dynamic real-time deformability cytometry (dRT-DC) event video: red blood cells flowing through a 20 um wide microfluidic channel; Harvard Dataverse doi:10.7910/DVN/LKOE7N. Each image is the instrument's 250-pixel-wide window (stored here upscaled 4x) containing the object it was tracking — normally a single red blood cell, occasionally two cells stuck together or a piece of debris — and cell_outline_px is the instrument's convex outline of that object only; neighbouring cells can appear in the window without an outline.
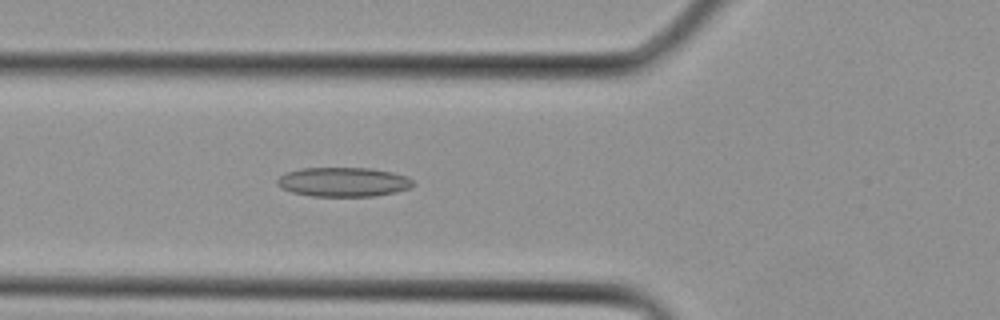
{"species": "Egyptian fruit bat (a non-hibernating species)", "species_latin": "Rousettus aegyptiacus", "temperature_condition": "cold", "stored_images_in_passage": 26, "camera_frame_rate_fps": 3000, "um_per_image_px": 0.085, "animal": {"sex": "female"}, "frame": {"image": 1, "passage_image": 7, "time_ms": 2.0, "image_size_px": [1000, 320], "cell_outline_px": [[416, 184], [408, 188], [396, 192], [372, 196], [312, 196], [292, 192], [276, 184], [276, 180], [280, 176], [288, 172], [300, 168], [372, 168], [392, 172], [408, 176]], "centroid_in_image_um": [29.21, 15.46], "position_along_channel_um": 96.6, "area_um2": 23.18}}
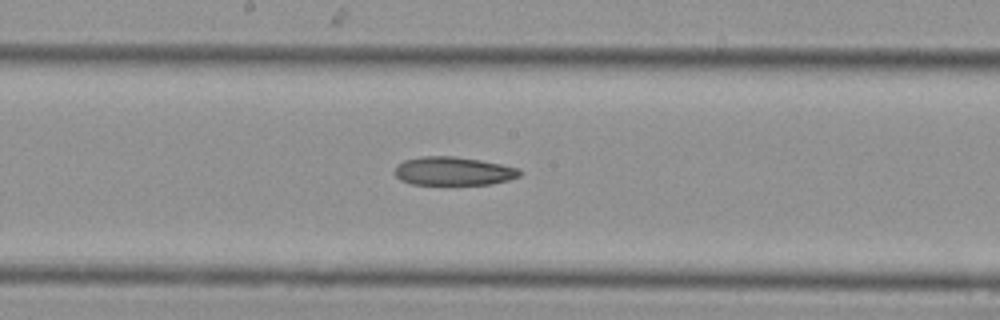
{"frame": {"image": 2, "passage_image": 12, "time_ms": 3.667, "image_size_px": [1000, 320], "cell_outline_px": [[520, 176], [508, 180], [492, 184], [412, 184], [400, 180], [392, 172], [396, 164], [404, 160], [420, 156], [452, 156], [480, 160], [500, 164], [516, 168], [520, 172]], "centroid_in_image_um": [38.45, 14.54], "position_along_channel_um": 209.7, "area_um2": 20.75}}
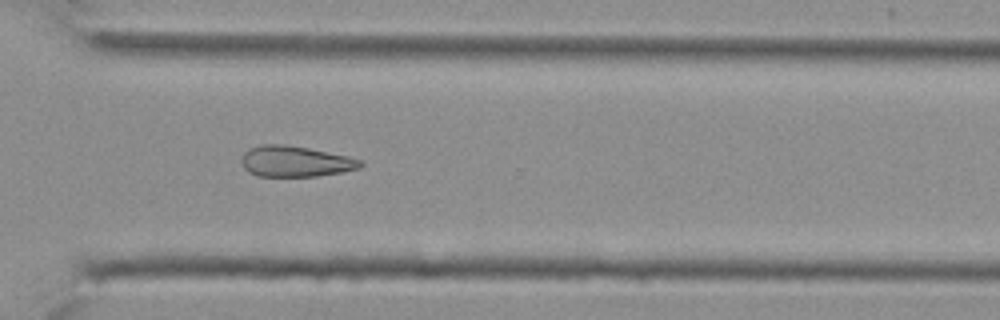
{"frame": {"image": 3, "passage_image": 18, "time_ms": 5.667, "image_size_px": [1000, 320], "cell_outline_px": [[364, 164], [360, 168], [340, 172], [316, 176], [256, 176], [248, 172], [244, 168], [240, 160], [244, 152], [248, 148], [260, 144], [284, 144], [308, 148], [348, 156], [360, 160]], "centroid_in_image_um": [25.05, 13.71], "position_along_channel_um": 345.5, "area_um2": 21.44}}